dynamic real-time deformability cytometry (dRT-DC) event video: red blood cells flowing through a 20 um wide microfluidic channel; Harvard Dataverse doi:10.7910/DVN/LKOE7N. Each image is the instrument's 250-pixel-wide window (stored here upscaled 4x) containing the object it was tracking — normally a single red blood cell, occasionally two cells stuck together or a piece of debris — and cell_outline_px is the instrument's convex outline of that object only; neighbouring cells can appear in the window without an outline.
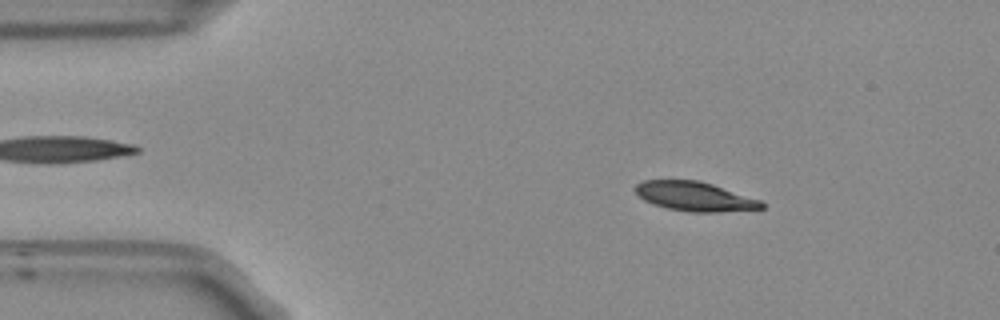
{"species": "Egyptian fruit bat (a non-hibernating species)", "species_latin": "Rousettus aegyptiacus", "temperature_condition": "room temperature", "stored_images_in_passage": 52, "camera_frame_rate_fps": 3000, "um_per_image_px": 0.085, "frame": {"image": 1, "passage_image": 7, "time_ms": 2.0, "image_size_px": [1000, 320], "cell_outline_px": [[764, 208], [720, 212], [692, 212], [668, 208], [652, 204], [644, 200], [632, 188], [636, 184], [644, 180], [696, 180], [712, 184], [760, 200], [764, 204]], "centroid_in_image_um": [59.01, 16.69], "position_along_channel_um": 26.0, "area_um2": 21.39}}
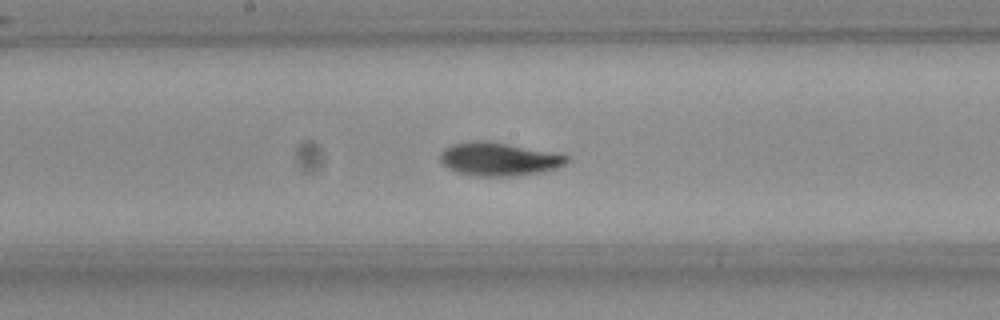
{"frame": {"image": 2, "passage_image": 26, "time_ms": 8.333, "image_size_px": [1000, 320], "cell_outline_px": [[568, 160], [564, 164], [556, 168], [544, 172], [516, 176], [472, 176], [456, 172], [448, 168], [440, 160], [440, 152], [444, 148], [452, 144], [484, 140], [568, 156]], "centroid_in_image_um": [42.34, 13.55], "position_along_channel_um": 205.9, "area_um2": 24.16}}
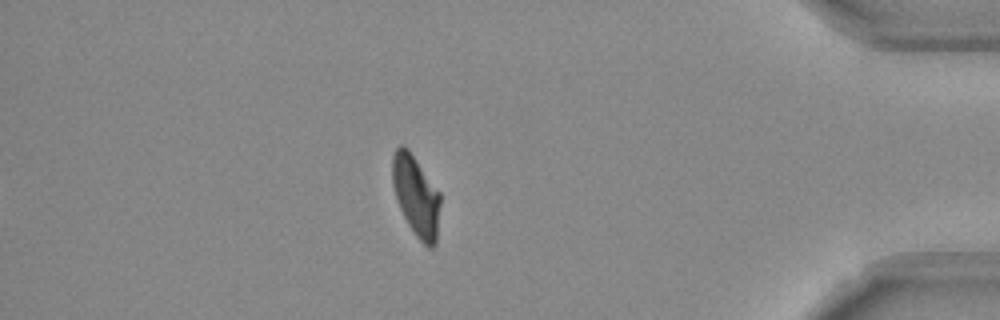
{"frame": {"image": 3, "passage_image": 45, "time_ms": 14.667, "image_size_px": [1000, 320], "cell_outline_px": [[440, 204], [436, 244], [432, 248], [428, 248], [416, 236], [408, 224], [400, 208], [392, 184], [392, 156], [396, 148], [400, 144], [404, 144], [408, 148], [440, 192]], "centroid_in_image_um": [35.36, 16.63], "position_along_channel_um": 399.8, "area_um2": 22.54}, "authors_computed_cell_mechanics": {"area_um2": 23.0333, "velocity_mm_per_s": 3.7454, "shape_relaxation_time_tau1_ms": 3.5873, "shape_relaxation_time_tau2_ms": 1.9589, "deformation_change_tau1": 0.1407, "deformation_change_tau2": 0.0502}}